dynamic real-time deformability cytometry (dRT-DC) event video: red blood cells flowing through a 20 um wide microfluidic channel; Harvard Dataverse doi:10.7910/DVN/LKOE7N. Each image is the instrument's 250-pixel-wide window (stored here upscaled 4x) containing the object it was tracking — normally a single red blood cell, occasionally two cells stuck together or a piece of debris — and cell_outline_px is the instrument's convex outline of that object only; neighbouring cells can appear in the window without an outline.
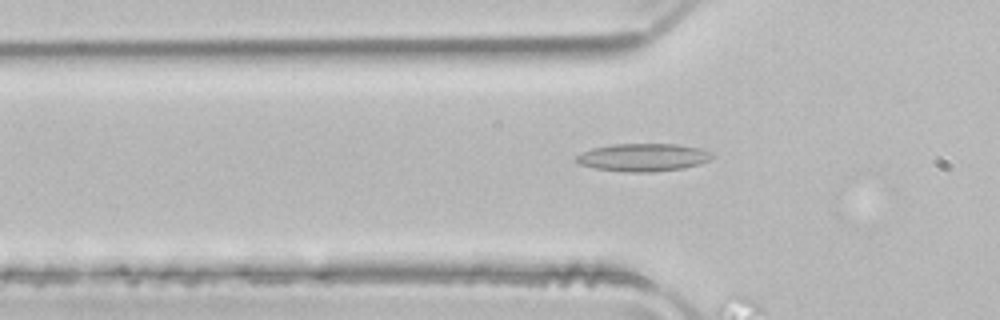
{"species": "common noctule bat (a hibernating species)", "species_latin": "Nyctalus noctula", "temperature_condition": "room temperature", "stored_images_in_passage": 32, "camera_frame_rate_fps": 3000, "um_per_image_px": 0.085, "animal": {"sex": "male", "body_mass_g": 21.5, "forearm_length_mm": 52.0}, "frame": {"image": 1, "passage_image": 5, "time_ms": 1.333, "image_size_px": [1000, 320], "cell_outline_px": [[712, 156], [708, 160], [700, 164], [684, 168], [652, 172], [624, 172], [596, 168], [580, 164], [576, 160], [576, 156], [592, 148], [612, 144], [676, 144], [700, 148], [712, 152]], "centroid_in_image_um": [54.68, 13.38], "position_along_channel_um": 71.1, "area_um2": 21.91}}
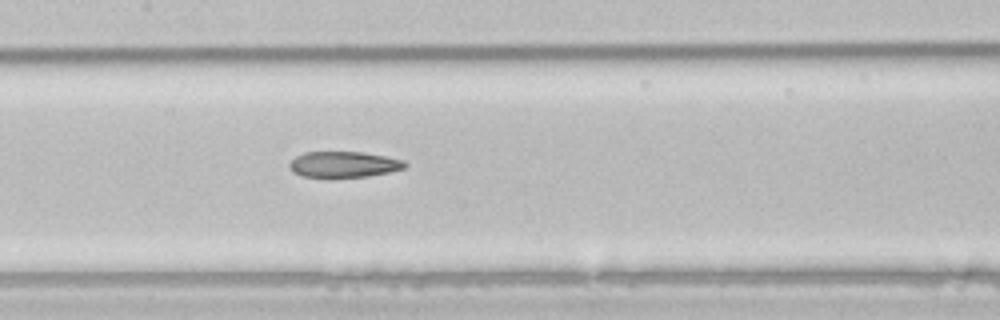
{"frame": {"image": 2, "passage_image": 13, "time_ms": 4.0, "image_size_px": [1000, 320], "cell_outline_px": [[408, 164], [404, 168], [392, 172], [368, 176], [328, 180], [300, 176], [292, 172], [288, 164], [296, 156], [304, 152], [364, 152], [404, 160]], "centroid_in_image_um": [29.18, 14.02], "position_along_channel_um": 178.2, "area_um2": 18.26}}
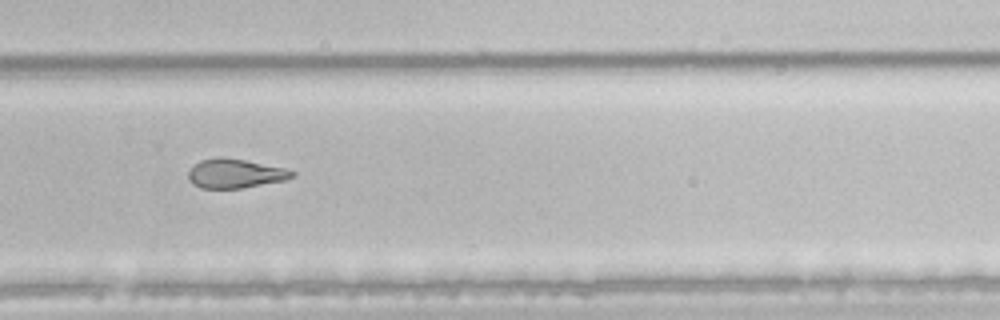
{"frame": {"image": 3, "passage_image": 23, "time_ms": 7.333, "image_size_px": [1000, 320], "cell_outline_px": [[296, 176], [284, 180], [240, 188], [200, 188], [192, 184], [188, 180], [188, 172], [200, 160], [220, 156], [224, 156], [284, 168], [296, 172]], "centroid_in_image_um": [19.96, 14.74], "position_along_channel_um": 309.8, "area_um2": 17.57}, "authors_computed_cell_mechanics": {"area_um2": 18.7272, "velocity_mm_per_s": 3.9646, "shape_relaxation_time_tau1_ms": null, "shape_relaxation_time_tau2_ms": 2.5984, "deformation_change_tau1": null, "deformation_change_tau2": 0.1143}}